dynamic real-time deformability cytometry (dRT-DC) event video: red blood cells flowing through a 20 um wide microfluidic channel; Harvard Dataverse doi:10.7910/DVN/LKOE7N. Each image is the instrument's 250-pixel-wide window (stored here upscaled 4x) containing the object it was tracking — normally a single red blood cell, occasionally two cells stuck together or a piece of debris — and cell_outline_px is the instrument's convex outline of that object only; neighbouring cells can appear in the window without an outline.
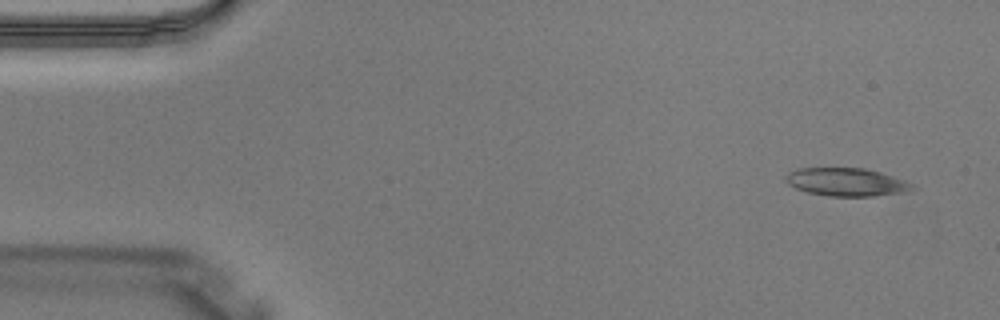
{"species": "Egyptian fruit bat (a non-hibernating species)", "species_latin": "Rousettus aegyptiacus", "temperature_condition": "warm", "stored_images_in_passage": 3, "camera_frame_rate_fps": 3000, "um_per_image_px": 0.085, "animal": {"sex": "male"}, "frame": {"image": 1, "passage_image": 1, "time_ms": 0.0, "image_size_px": [1000, 320], "cell_outline_px": [[920, 188], [912, 192], [872, 196], [828, 196], [808, 192], [796, 188], [788, 184], [784, 180], [784, 176], [788, 172], [796, 168], [864, 168], [880, 172], [904, 180]], "centroid_in_image_um": [71.98, 15.48], "position_along_channel_um": 13.0, "area_um2": 21.04}}
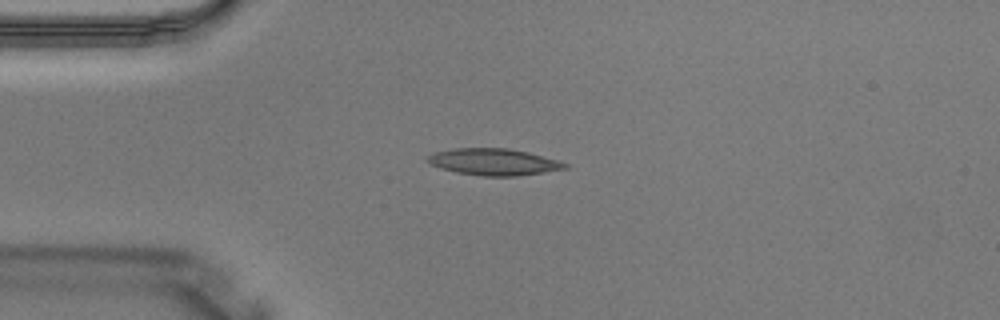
{"frame": {"image": 2, "passage_image": 3, "time_ms": 0.667, "image_size_px": [1000, 320], "cell_outline_px": [[568, 168], [516, 176], [484, 176], [456, 172], [440, 168], [428, 164], [424, 160], [424, 156], [432, 152], [456, 148], [508, 148], [528, 152], [556, 160], [568, 164]], "centroid_in_image_um": [41.86, 13.75], "position_along_channel_um": 43.1, "area_um2": 21.44}}